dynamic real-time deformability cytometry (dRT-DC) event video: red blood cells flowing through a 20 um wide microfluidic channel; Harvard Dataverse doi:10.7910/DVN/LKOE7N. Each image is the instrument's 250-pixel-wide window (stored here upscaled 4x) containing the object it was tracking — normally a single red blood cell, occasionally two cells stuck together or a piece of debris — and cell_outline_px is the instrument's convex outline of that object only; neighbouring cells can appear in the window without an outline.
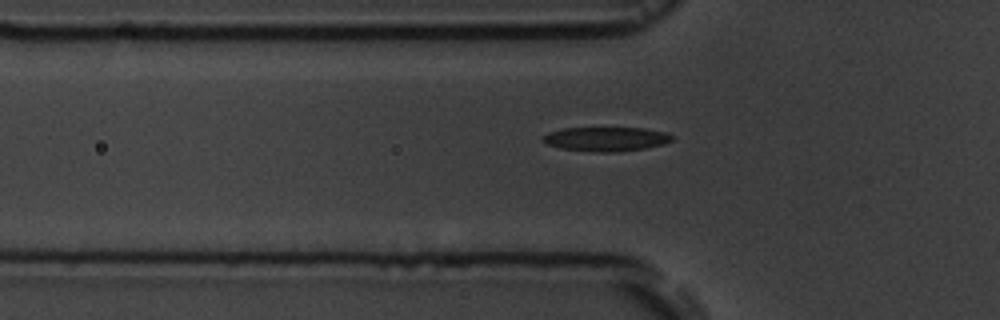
{"species": "common noctule bat (a hibernating species)", "species_latin": "Nyctalus noctula", "temperature_condition": "room temperature", "stored_images_in_passage": 8, "segment_of_instrument_passage": [2, 2], "camera_frame_rate_fps": 3000, "um_per_image_px": 0.085, "animal": {"sex": "male", "body_mass_g": 19.5, "forearm_length_mm": 54.6}, "frame": {"image": 1, "passage_image": 8, "time_ms": 8.0, "image_size_px": [1000, 320], "cell_outline_px": [[672, 140], [664, 144], [644, 148], [616, 152], [592, 152], [560, 148], [548, 144], [540, 140], [540, 136], [548, 132], [564, 128], [644, 128], [668, 132], [672, 136]], "centroid_in_image_um": [51.48, 11.81], "position_along_channel_um": 74.3, "area_um2": 18.38}}